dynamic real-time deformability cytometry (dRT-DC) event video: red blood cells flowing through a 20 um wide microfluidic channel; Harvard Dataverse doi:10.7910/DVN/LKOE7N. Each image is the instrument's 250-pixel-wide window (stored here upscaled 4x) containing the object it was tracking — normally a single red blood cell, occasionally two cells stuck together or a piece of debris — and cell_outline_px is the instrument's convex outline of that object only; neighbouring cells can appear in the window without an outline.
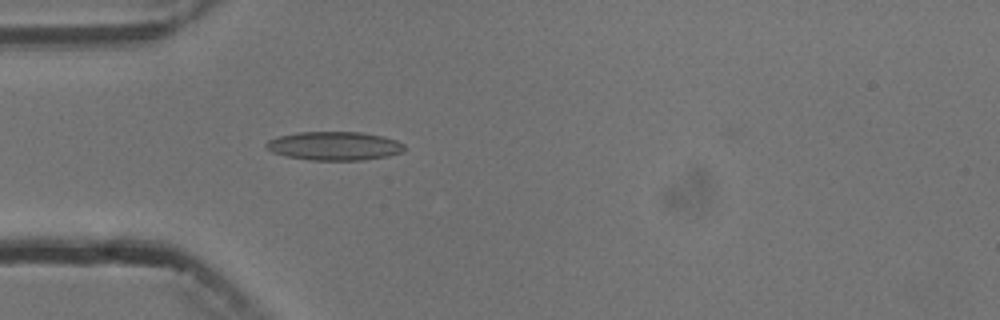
{"species": "common noctule bat (a hibernating species)", "species_latin": "Nyctalus noctula", "temperature_condition": "cold", "stored_images_in_passage": 4, "camera_frame_rate_fps": 3000, "um_per_image_px": 0.085, "animal": {"sex": "male", "body_mass_g": 13.3}, "frame": {"image": 1, "passage_image": 4, "time_ms": 4.333, "image_size_px": [1000, 320], "cell_outline_px": [[404, 152], [388, 156], [364, 160], [312, 160], [284, 156], [272, 152], [264, 148], [264, 144], [268, 140], [276, 136], [296, 132], [360, 132], [380, 136], [396, 140], [404, 144]], "centroid_in_image_um": [28.36, 12.4], "position_along_channel_um": 56.6, "area_um2": 23.29}}